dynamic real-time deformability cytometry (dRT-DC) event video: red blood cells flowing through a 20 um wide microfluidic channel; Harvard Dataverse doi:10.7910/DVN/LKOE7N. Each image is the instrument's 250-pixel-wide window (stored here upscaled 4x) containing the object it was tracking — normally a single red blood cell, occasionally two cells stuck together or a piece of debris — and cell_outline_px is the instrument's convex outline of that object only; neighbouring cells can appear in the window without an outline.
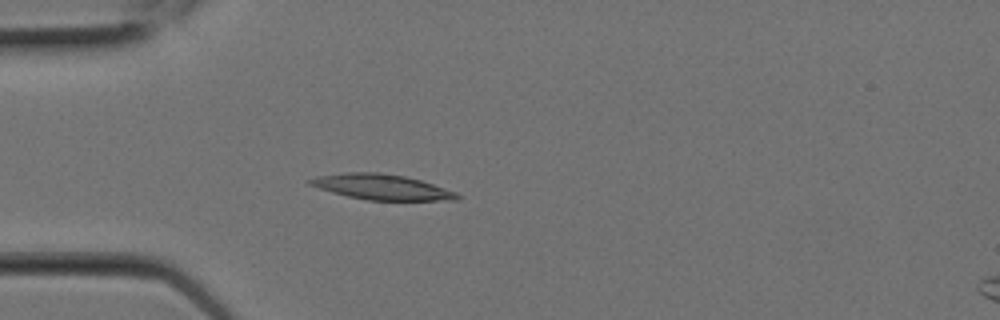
{"species": "Egyptian fruit bat (a non-hibernating species)", "species_latin": "Rousettus aegyptiacus", "temperature_condition": "room temperature", "stored_images_in_passage": 8, "camera_frame_rate_fps": 3000, "um_per_image_px": 0.085, "animal": {"sex": "female"}, "frame": {"image": 1, "passage_image": 5, "time_ms": 1.333, "image_size_px": [1000, 320], "cell_outline_px": [[460, 200], [368, 200], [348, 196], [332, 192], [308, 184], [304, 180], [316, 176], [344, 172], [380, 172], [404, 176], [420, 180], [456, 192], [460, 196]], "centroid_in_image_um": [32.4, 15.88], "position_along_channel_um": 52.6, "area_um2": 21.73}}
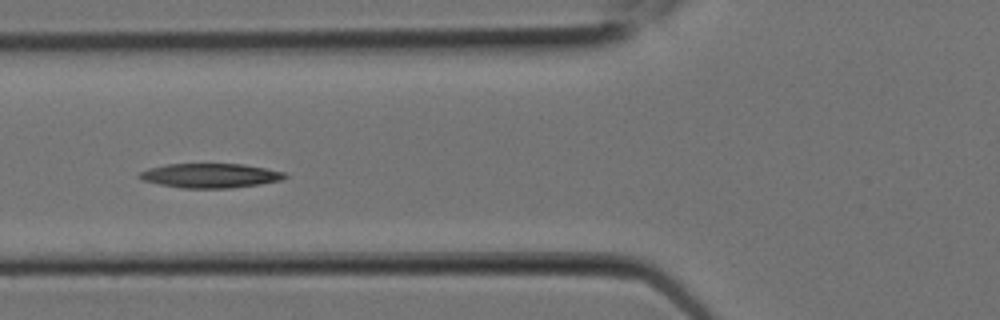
{"frame": {"image": 2, "passage_image": 7, "time_ms": 2.0, "image_size_px": [1000, 320], "cell_outline_px": [[288, 176], [280, 180], [260, 184], [228, 188], [180, 188], [160, 184], [144, 180], [136, 176], [140, 172], [148, 168], [168, 164], [244, 164], [284, 172]], "centroid_in_image_um": [17.85, 14.92], "position_along_channel_um": 107.9, "area_um2": 20.52}}
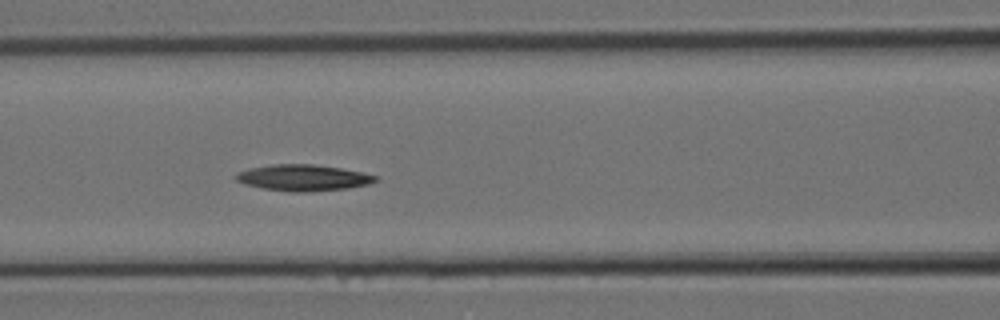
{"frame": {"image": 3, "passage_image": 8, "time_ms": 2.333, "image_size_px": [1000, 320], "cell_outline_px": [[380, 180], [368, 184], [348, 188], [304, 192], [292, 192], [264, 188], [244, 184], [236, 180], [232, 176], [248, 168], [272, 164], [312, 164], [340, 168], [360, 172], [376, 176]], "centroid_in_image_um": [25.74, 15.1], "position_along_channel_um": 140.9, "area_um2": 21.21}}